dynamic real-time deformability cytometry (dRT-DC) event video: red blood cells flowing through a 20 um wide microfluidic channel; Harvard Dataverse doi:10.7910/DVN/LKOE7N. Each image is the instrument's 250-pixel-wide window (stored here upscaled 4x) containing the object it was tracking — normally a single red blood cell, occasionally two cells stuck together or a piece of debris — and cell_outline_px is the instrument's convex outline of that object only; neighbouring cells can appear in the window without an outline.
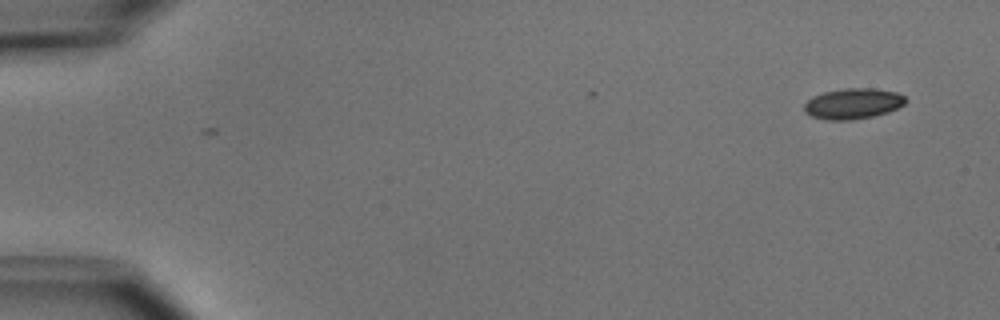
{"species": "common noctule bat (a hibernating species)", "species_latin": "Nyctalus noctula", "temperature_condition": "cold", "stored_images_in_passage": 3, "camera_frame_rate_fps": 3000, "um_per_image_px": 0.085, "animal": {"sex": "male", "body_mass_g": 15.6}, "frame": {"image": 1, "passage_image": 3, "time_ms": 0.667, "image_size_px": [1000, 320], "cell_outline_px": [[908, 100], [904, 104], [888, 112], [872, 116], [852, 120], [828, 120], [812, 116], [804, 112], [804, 104], [812, 96], [824, 92], [844, 88], [872, 88], [896, 92], [904, 96]], "centroid_in_image_um": [72.49, 8.8], "position_along_channel_um": 12.5, "area_um2": 18.09}}